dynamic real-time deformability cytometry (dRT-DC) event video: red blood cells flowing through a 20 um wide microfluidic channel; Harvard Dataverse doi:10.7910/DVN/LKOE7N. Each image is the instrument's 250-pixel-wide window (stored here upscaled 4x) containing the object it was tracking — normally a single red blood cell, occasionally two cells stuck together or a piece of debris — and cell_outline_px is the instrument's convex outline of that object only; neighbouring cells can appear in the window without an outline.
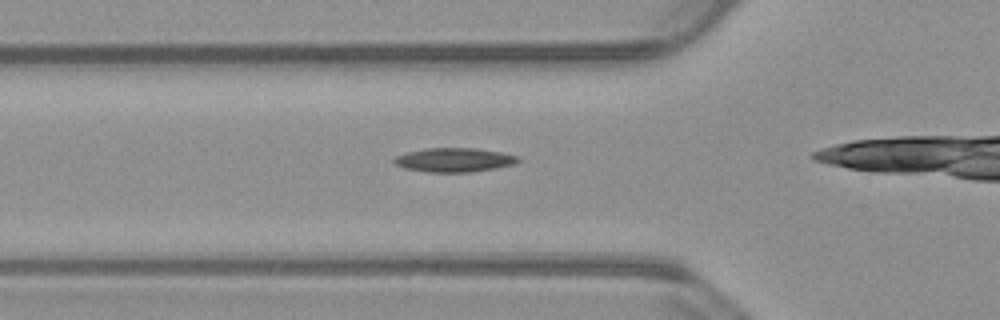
{"species": "common noctule bat (a hibernating species)", "species_latin": "Nyctalus noctula", "temperature_condition": "warm", "stored_images_in_passage": 17, "camera_frame_rate_fps": 3000, "um_per_image_px": 0.085, "animal": {"sex": "male", "body_mass_g": 23.1, "forearm_length_mm": 52.7}, "frame": {"image": 1, "passage_image": 12, "time_ms": 3.667, "image_size_px": [1000, 320], "cell_outline_px": [[520, 160], [516, 164], [496, 168], [472, 172], [428, 172], [404, 168], [396, 164], [392, 160], [396, 156], [408, 152], [424, 148], [476, 148], [500, 152], [516, 156]], "centroid_in_image_um": [38.61, 13.59], "position_along_channel_um": 87.2, "area_um2": 17.34}}
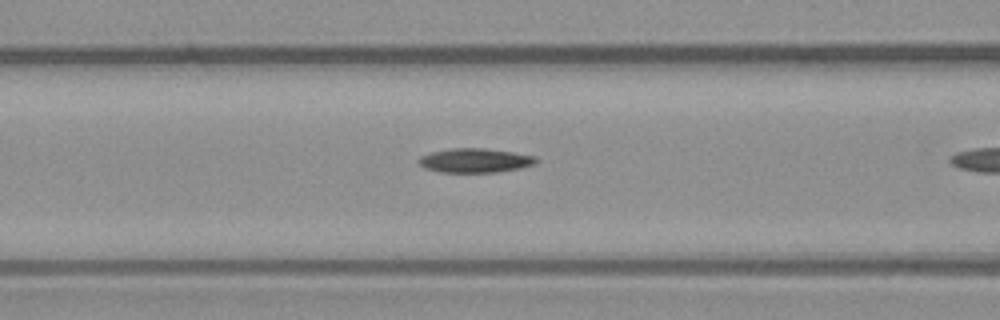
{"frame": {"image": 2, "passage_image": 15, "time_ms": 4.667, "image_size_px": [1000, 320], "cell_outline_px": [[540, 160], [536, 164], [520, 168], [496, 172], [440, 172], [424, 168], [416, 160], [420, 156], [432, 152], [452, 148], [484, 148], [512, 152], [536, 156]], "centroid_in_image_um": [40.39, 13.64], "position_along_channel_um": 126.2, "area_um2": 16.65}}